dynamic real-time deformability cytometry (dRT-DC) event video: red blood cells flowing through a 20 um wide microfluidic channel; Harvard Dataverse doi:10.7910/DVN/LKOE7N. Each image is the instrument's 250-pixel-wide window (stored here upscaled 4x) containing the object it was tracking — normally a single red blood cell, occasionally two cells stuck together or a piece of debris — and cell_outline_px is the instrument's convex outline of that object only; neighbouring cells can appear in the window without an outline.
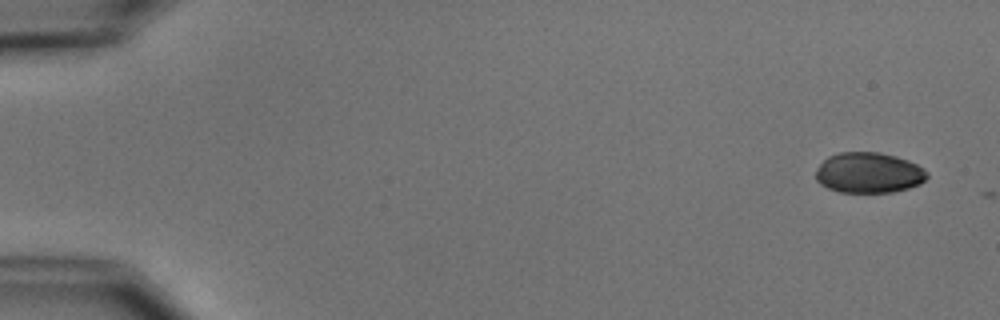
{"species": "common noctule bat (a hibernating species)", "species_latin": "Nyctalus noctula", "temperature_condition": "cold", "stored_images_in_passage": 5, "camera_frame_rate_fps": 3000, "um_per_image_px": 0.085, "animal": {"sex": "male", "body_mass_g": 15.6}, "frame": {"image": 1, "passage_image": 1, "time_ms": 0.0, "image_size_px": [1000, 320], "cell_outline_px": [[928, 176], [920, 184], [908, 188], [892, 192], [840, 192], [828, 188], [820, 184], [816, 180], [816, 168], [828, 156], [840, 152], [880, 152], [896, 156], [908, 160], [924, 168], [928, 172]], "centroid_in_image_um": [73.84, 14.68], "position_along_channel_um": 11.2, "area_um2": 26.41}}